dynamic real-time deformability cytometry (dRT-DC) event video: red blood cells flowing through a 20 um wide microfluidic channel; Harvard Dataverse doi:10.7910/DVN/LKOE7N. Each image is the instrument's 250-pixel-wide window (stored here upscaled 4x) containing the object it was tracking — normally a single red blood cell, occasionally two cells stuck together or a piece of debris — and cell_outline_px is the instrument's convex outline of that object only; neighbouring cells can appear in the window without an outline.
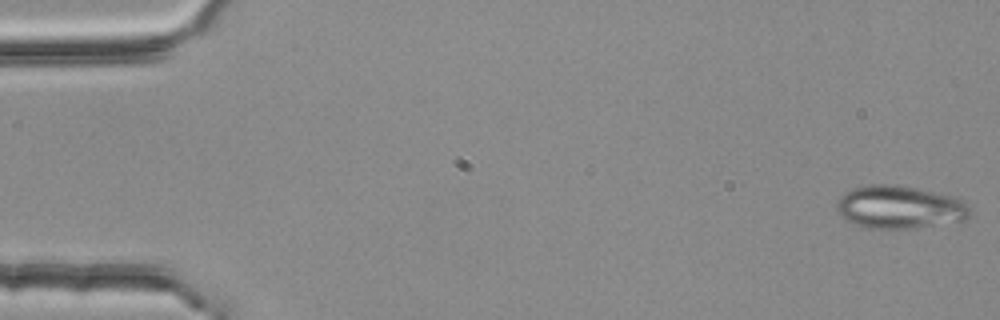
{"species": "common noctule bat (a hibernating species)", "species_latin": "Nyctalus noctula", "temperature_condition": "room temperature", "stored_images_in_passage": 4, "camera_frame_rate_fps": 3000, "um_per_image_px": 0.085, "animal": {"sex": "female", "body_mass_g": 25.1}, "frame": {"image": 1, "passage_image": 1, "time_ms": 0.0, "image_size_px": [1000, 320], "cell_outline_px": [[972, 212], [964, 220], [908, 228], [868, 228], [856, 224], [848, 220], [836, 208], [836, 204], [840, 196], [844, 192], [856, 188], [872, 184], [892, 184], [956, 196], [968, 204], [972, 208]], "centroid_in_image_um": [76.5, 17.59], "position_along_channel_um": 8.5, "area_um2": 32.89}}